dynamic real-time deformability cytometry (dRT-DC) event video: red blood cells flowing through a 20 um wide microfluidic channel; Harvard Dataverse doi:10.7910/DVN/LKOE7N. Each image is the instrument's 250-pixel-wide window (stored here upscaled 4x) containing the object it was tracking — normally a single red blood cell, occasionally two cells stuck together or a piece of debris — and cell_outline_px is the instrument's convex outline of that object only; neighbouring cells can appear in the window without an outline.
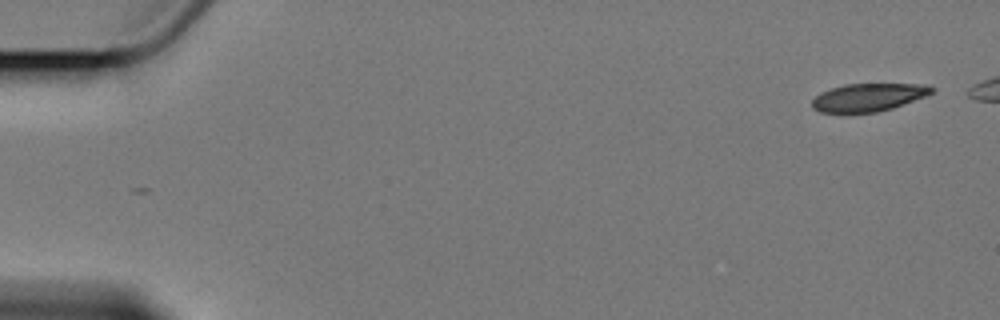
{"species": "Egyptian fruit bat (a non-hibernating species)", "species_latin": "Rousettus aegyptiacus", "temperature_condition": "cold", "stored_images_in_passage": 5, "camera_frame_rate_fps": 3000, "um_per_image_px": 0.085, "animal": {"sex": "female"}, "frame": {"image": 1, "passage_image": 1, "time_ms": 0.0, "image_size_px": [1000, 320], "cell_outline_px": [[936, 92], [892, 108], [876, 112], [820, 112], [812, 108], [812, 100], [820, 92], [844, 84], [932, 84], [936, 88]], "centroid_in_image_um": [73.86, 8.25], "position_along_channel_um": 11.1, "area_um2": 19.48}}